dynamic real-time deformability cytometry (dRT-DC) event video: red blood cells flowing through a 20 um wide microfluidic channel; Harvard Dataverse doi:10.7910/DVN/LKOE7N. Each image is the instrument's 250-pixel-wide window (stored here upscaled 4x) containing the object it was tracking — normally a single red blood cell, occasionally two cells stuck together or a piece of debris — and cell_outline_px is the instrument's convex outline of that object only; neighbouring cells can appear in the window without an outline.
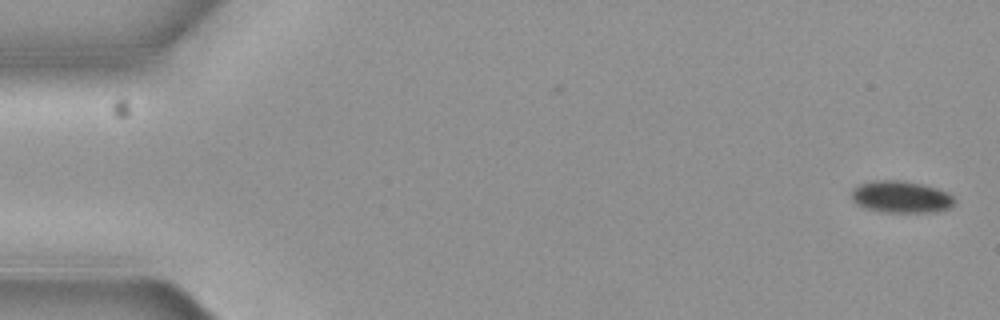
{"species": "common noctule bat (a hibernating species)", "species_latin": "Nyctalus noctula", "temperature_condition": "cold", "stored_images_in_passage": 2, "camera_frame_rate_fps": 3000, "um_per_image_px": 0.085, "animal": {"sex": "female", "body_mass_g": 19.3, "forearm_length_mm": 54.1}, "frame": {"image": 1, "passage_image": 2, "time_ms": 0.333, "image_size_px": [1000, 320], "cell_outline_px": [[952, 204], [948, 208], [924, 212], [884, 212], [868, 208], [852, 200], [852, 188], [868, 180], [908, 180], [924, 184], [948, 192], [952, 196]], "centroid_in_image_um": [76.55, 16.7], "position_along_channel_um": 8.5, "area_um2": 18.96}}